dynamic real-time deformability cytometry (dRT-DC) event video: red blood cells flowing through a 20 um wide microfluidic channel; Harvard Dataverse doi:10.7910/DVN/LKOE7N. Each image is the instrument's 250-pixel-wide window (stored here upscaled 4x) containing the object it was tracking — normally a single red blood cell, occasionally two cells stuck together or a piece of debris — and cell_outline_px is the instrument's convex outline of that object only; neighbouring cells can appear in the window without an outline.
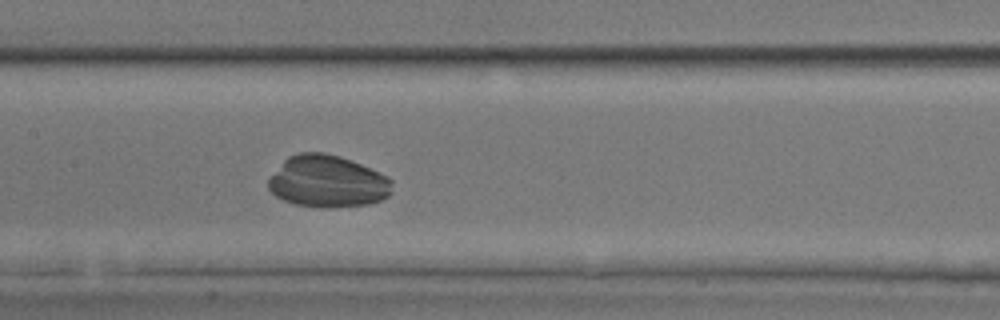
{"species": "common noctule bat (a hibernating species)", "species_latin": "Nyctalus noctula", "temperature_condition": "room temperature", "stored_images_in_passage": 50, "camera_frame_rate_fps": 3000, "um_per_image_px": 0.085, "animal": {"sex": "male", "body_mass_g": 17.9, "forearm_length_mm": 54.2}, "frame": {"image": 1, "passage_image": 23, "time_ms": 7.333, "image_size_px": [1000, 320], "cell_outline_px": [[392, 192], [388, 196], [380, 200], [368, 204], [332, 208], [324, 208], [296, 204], [284, 200], [276, 196], [268, 188], [268, 180], [284, 160], [288, 156], [296, 152], [324, 152], [340, 156], [360, 164], [388, 176], [392, 180]], "centroid_in_image_um": [27.85, 15.42], "position_along_channel_um": 179.5, "area_um2": 37.57}}